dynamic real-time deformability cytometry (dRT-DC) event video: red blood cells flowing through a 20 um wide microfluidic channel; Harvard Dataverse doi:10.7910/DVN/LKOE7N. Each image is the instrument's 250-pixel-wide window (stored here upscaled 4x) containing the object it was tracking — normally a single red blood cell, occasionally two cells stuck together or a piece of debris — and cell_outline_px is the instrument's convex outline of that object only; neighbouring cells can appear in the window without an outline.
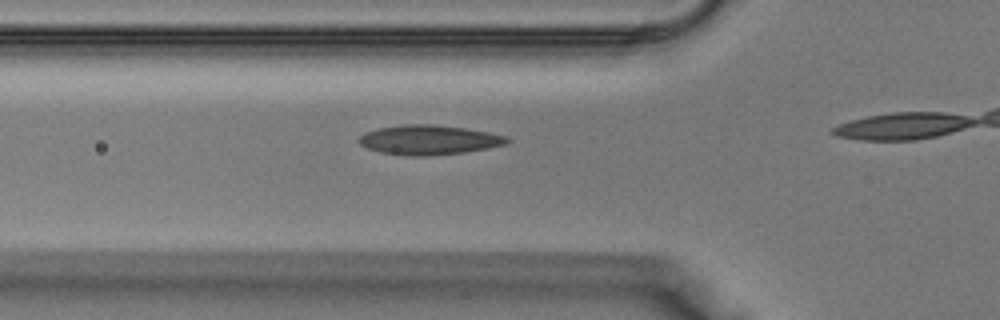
{"species": "Egyptian fruit bat (a non-hibernating species)", "species_latin": "Rousettus aegyptiacus", "temperature_condition": "warm", "stored_images_in_passage": 6, "camera_frame_rate_fps": 3000, "um_per_image_px": 0.085, "animal": {"sex": "male"}, "frame": {"image": 1, "passage_image": 3, "time_ms": 0.667, "image_size_px": [1000, 320], "cell_outline_px": [[512, 140], [508, 144], [488, 148], [464, 152], [424, 156], [412, 156], [380, 152], [368, 148], [360, 144], [356, 140], [364, 132], [380, 128], [404, 124], [432, 124], [464, 128], [488, 132], [508, 136]], "centroid_in_image_um": [36.48, 11.89], "position_along_channel_um": 89.3, "area_um2": 25.55}}
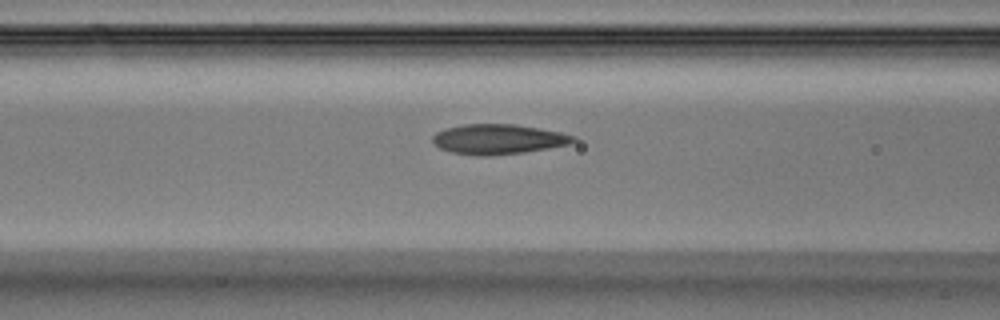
{"frame": {"image": 2, "passage_image": 5, "time_ms": 1.333, "image_size_px": [1000, 320], "cell_outline_px": [[576, 140], [568, 144], [548, 148], [524, 152], [484, 156], [452, 152], [440, 148], [432, 140], [432, 136], [436, 132], [448, 128], [464, 124], [516, 124], [560, 132], [576, 136]], "centroid_in_image_um": [42.36, 11.82], "position_along_channel_um": 124.2, "area_um2": 24.28}}